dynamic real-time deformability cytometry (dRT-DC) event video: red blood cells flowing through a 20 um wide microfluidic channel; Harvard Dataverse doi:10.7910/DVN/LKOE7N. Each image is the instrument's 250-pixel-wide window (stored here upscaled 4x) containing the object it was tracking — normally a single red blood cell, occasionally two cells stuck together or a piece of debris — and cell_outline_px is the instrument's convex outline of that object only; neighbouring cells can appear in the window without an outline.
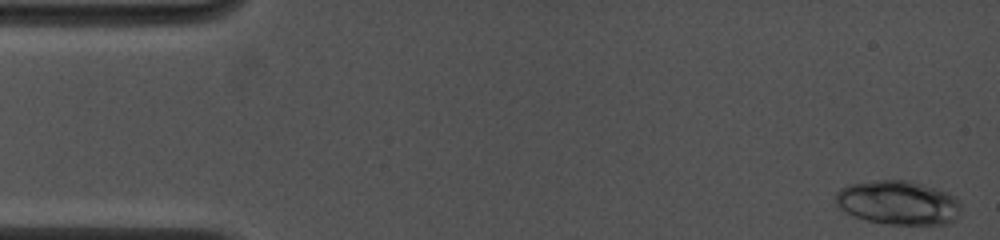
{"species": "common noctule bat (a hibernating species)", "species_latin": "Nyctalus noctula", "temperature_condition": "cold", "stored_images_in_passage": 19, "camera_frame_rate_fps": 4500, "um_per_image_px": 0.085, "animal": {"sex": "female", "body_mass_g": 19.0, "forearm_length_mm": 53.3}, "frame": {"image": 1, "passage_image": 1, "time_ms": 0.0, "image_size_px": [1000, 240], "cell_outline_px": [[960, 216], [956, 220], [948, 224], [888, 224], [868, 220], [844, 212], [836, 204], [836, 192], [840, 188], [848, 184], [876, 180], [908, 180], [936, 188], [948, 192], [956, 196], [960, 200]], "centroid_in_image_um": [76.38, 17.22], "position_along_channel_um": 8.6, "area_um2": 32.48}}